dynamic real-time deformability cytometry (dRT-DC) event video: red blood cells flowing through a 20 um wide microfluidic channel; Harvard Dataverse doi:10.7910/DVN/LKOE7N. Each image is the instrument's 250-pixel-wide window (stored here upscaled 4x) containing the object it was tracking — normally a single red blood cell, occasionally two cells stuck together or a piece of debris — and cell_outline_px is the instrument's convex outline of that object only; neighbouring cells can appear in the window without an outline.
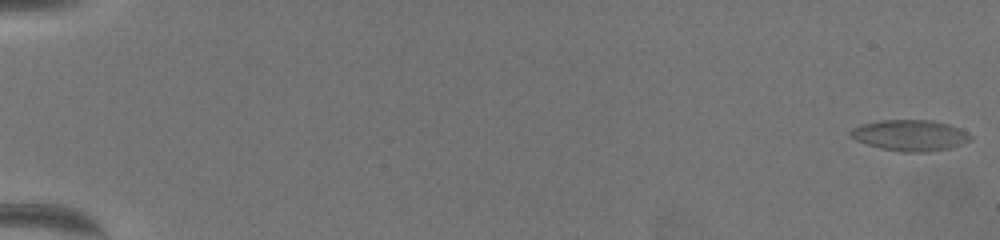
{"species": "common noctule bat (a hibernating species)", "species_latin": "Nyctalus noctula", "temperature_condition": "warm", "stored_images_in_passage": 67, "camera_frame_rate_fps": 3000, "um_per_image_px": 0.085, "animal": {"sex": "female", "body_mass_g": 19.5, "forearm_length_mm": 54.1}, "frame": {"image": 1, "passage_image": 1, "time_ms": 0.0, "image_size_px": [1000, 240], "cell_outline_px": [[972, 140], [948, 148], [924, 152], [904, 152], [880, 148], [856, 140], [848, 136], [848, 132], [852, 128], [864, 124], [880, 120], [932, 120], [948, 124], [960, 128], [968, 132], [972, 136]], "centroid_in_image_um": [77.35, 11.5], "position_along_channel_um": 7.6, "area_um2": 21.62}}
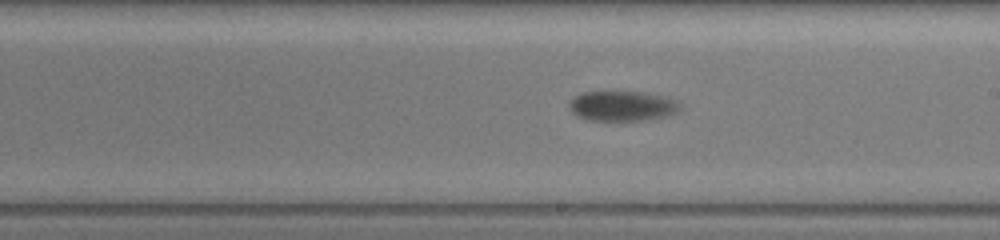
{"frame": {"image": 2, "passage_image": 41, "time_ms": 13.333, "image_size_px": [1000, 240], "cell_outline_px": [[680, 108], [676, 112], [668, 116], [648, 120], [588, 120], [576, 116], [572, 112], [568, 104], [576, 96], [584, 92], [636, 92], [660, 96], [680, 100]], "centroid_in_image_um": [52.91, 9.02], "position_along_channel_um": 236.1, "area_um2": 19.25}}
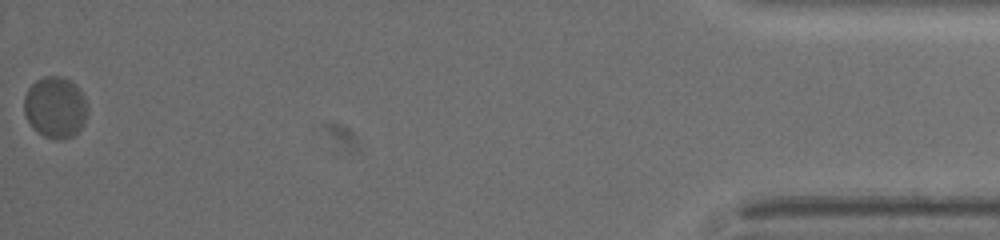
{"frame": {"image": 3, "passage_image": 67, "time_ms": 22.0, "image_size_px": [1000, 240], "cell_outline_px": [[88, 112], [84, 124], [72, 136], [60, 140], [56, 140], [44, 136], [36, 132], [32, 128], [24, 112], [24, 96], [28, 88], [36, 80], [44, 76], [60, 76], [68, 80], [84, 96], [88, 104]], "centroid_in_image_um": [4.69, 9.14], "position_along_channel_um": 430.5, "area_um2": 22.72}, "authors_computed_cell_mechanics": {"area_um2": 20.1722, "velocity_mm_per_s": 3.2405, "shape_relaxation_time_tau1_ms": 4.6227, "shape_relaxation_time_tau2_ms": null, "deformation_change_tau1": 0.1452, "deformation_change_tau2": null}}